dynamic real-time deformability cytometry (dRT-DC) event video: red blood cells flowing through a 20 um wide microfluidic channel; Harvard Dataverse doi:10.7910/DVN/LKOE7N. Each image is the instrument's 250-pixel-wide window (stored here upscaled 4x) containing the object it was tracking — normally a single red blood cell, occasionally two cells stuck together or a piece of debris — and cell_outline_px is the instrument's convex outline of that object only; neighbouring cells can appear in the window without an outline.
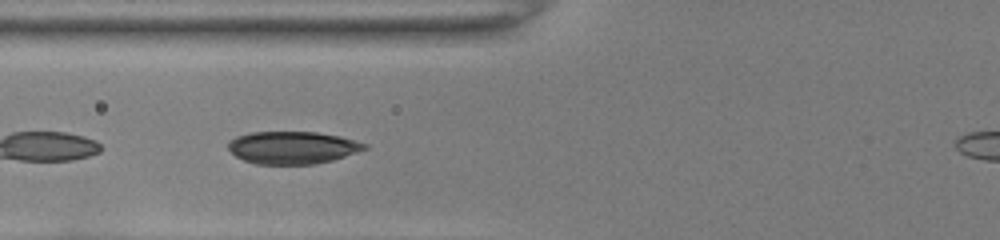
{"species": "common noctule bat (a hibernating species)", "species_latin": "Nyctalus noctula", "temperature_condition": "room temperature", "stored_images_in_passage": 31, "camera_frame_rate_fps": 3000, "um_per_image_px": 0.085, "animal": {"sex": "female", "body_mass_g": 22.0, "forearm_length_mm": 56.7}, "frame": {"image": 1, "passage_image": 3, "time_ms": 0.667, "image_size_px": [1000, 240], "cell_outline_px": [[368, 148], [332, 160], [312, 164], [256, 164], [244, 160], [236, 156], [228, 148], [228, 140], [236, 136], [252, 132], [316, 132], [340, 136], [368, 144]], "centroid_in_image_um": [24.84, 12.54], "position_along_channel_um": 101.0, "area_um2": 25.72}}
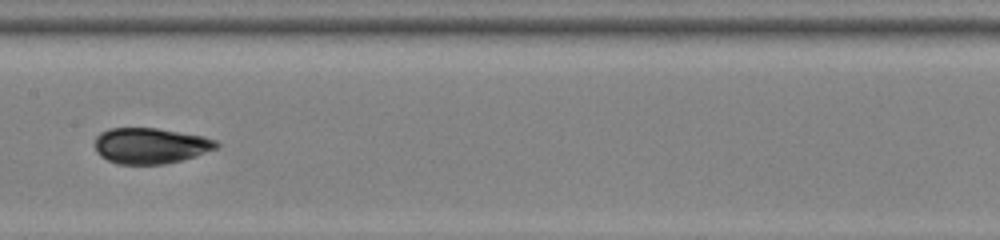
{"frame": {"image": 2, "passage_image": 10, "time_ms": 3.0, "image_size_px": [1000, 240], "cell_outline_px": [[220, 144], [216, 148], [196, 156], [164, 164], [116, 164], [100, 156], [96, 152], [96, 136], [100, 132], [108, 128], [156, 128], [200, 136], [216, 140]], "centroid_in_image_um": [12.75, 12.39], "position_along_channel_um": 194.6, "area_um2": 25.2}}
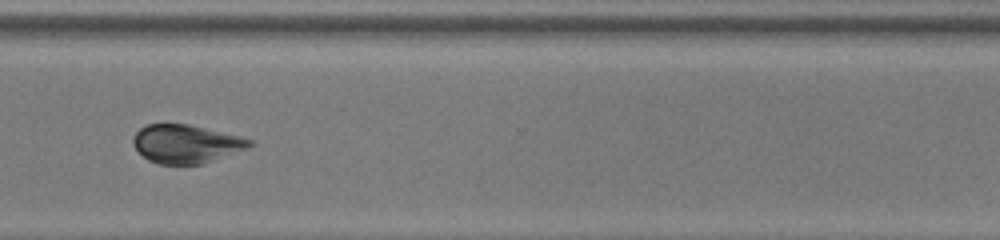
{"frame": {"image": 3, "passage_image": 22, "time_ms": 7.0, "image_size_px": [1000, 240], "cell_outline_px": [[252, 144], [248, 148], [200, 164], [160, 164], [148, 160], [136, 148], [132, 140], [136, 132], [140, 128], [148, 124], [188, 124], [252, 140]], "centroid_in_image_um": [15.77, 12.23], "position_along_channel_um": 354.8, "area_um2": 25.43}}